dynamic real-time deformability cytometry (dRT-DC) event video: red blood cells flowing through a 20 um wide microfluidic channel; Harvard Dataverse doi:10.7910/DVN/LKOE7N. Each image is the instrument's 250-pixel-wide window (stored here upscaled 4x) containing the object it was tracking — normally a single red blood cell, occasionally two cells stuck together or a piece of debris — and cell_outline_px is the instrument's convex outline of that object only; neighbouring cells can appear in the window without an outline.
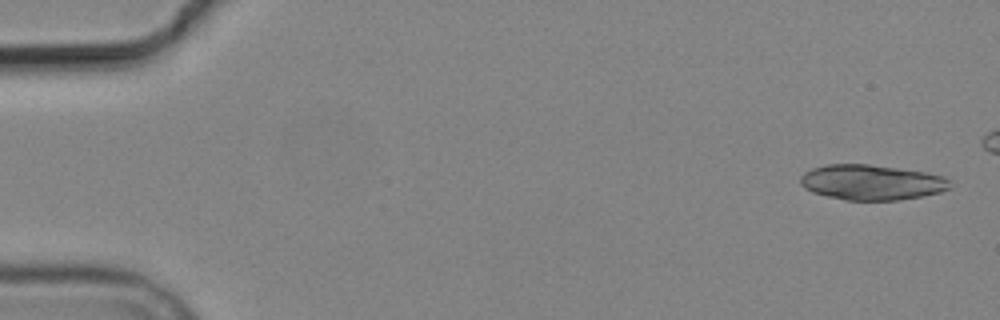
{"species": "common noctule bat (a hibernating species)", "species_latin": "Nyctalus noctula", "temperature_condition": "cold", "stored_images_in_passage": 6, "camera_frame_rate_fps": 3000, "um_per_image_px": 0.085, "animal": {"sex": "male", "body_mass_g": 19.2, "forearm_length_mm": 51.8}, "frame": {"image": 1, "passage_image": 1, "time_ms": 0.0, "image_size_px": [1000, 320], "cell_outline_px": [[952, 188], [940, 192], [900, 200], [848, 200], [828, 196], [812, 192], [804, 188], [800, 184], [800, 176], [804, 172], [812, 168], [828, 164], [868, 164], [928, 172], [944, 176], [948, 180]], "centroid_in_image_um": [74.08, 15.49], "position_along_channel_um": 10.9, "area_um2": 30.81}}